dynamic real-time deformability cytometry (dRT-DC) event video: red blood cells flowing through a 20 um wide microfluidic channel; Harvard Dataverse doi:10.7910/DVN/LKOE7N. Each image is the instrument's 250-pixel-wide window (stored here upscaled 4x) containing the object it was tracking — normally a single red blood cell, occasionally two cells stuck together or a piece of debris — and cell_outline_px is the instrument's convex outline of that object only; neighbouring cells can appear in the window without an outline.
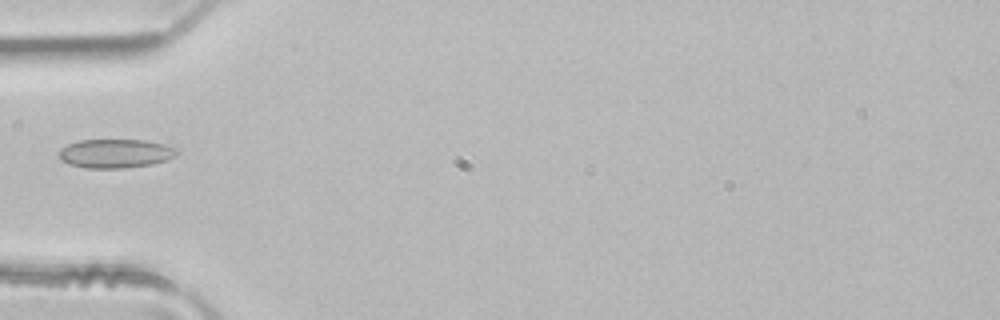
{"species": "common noctule bat (a hibernating species)", "species_latin": "Nyctalus noctula", "temperature_condition": "room temperature", "stored_images_in_passage": 2, "camera_frame_rate_fps": 3000, "um_per_image_px": 0.085, "animal": {"sex": "male", "body_mass_g": 21.5, "forearm_length_mm": 52.0}, "frame": {"image": 1, "passage_image": 2, "time_ms": 0.333, "image_size_px": [1000, 320], "cell_outline_px": [[176, 156], [152, 164], [124, 168], [84, 168], [68, 164], [60, 160], [60, 152], [68, 144], [80, 140], [144, 140], [164, 144], [176, 148]], "centroid_in_image_um": [9.8, 13.05], "position_along_channel_um": 75.2, "area_um2": 19.65}}